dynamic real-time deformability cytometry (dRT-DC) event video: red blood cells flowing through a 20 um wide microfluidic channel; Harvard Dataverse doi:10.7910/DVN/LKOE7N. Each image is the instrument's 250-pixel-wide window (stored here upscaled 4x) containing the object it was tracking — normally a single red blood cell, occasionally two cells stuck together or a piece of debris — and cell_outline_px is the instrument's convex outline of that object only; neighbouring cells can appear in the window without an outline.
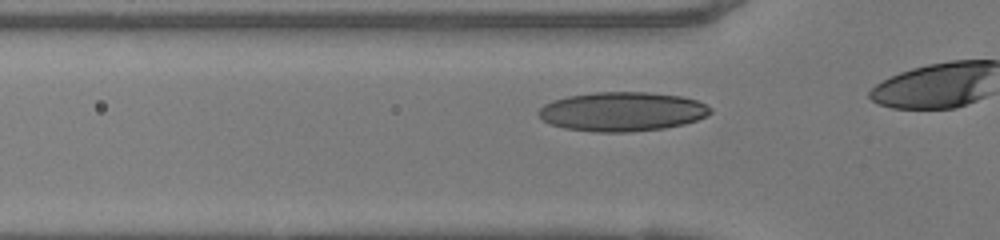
{"species": "human", "species_latin": "Homo sapiens", "temperature_condition": "warm", "stored_images_in_passage": 14, "camera_frame_rate_fps": 3000, "um_per_image_px": 0.085, "donor": {"sex": "female"}, "frame": {"image": 1, "passage_image": 6, "time_ms": 1.667, "image_size_px": [1000, 240], "cell_outline_px": [[712, 112], [708, 116], [684, 124], [664, 128], [632, 132], [596, 132], [564, 128], [548, 124], [536, 112], [544, 104], [552, 100], [568, 96], [592, 92], [648, 92], [680, 96], [696, 100], [712, 108]], "centroid_in_image_um": [52.87, 9.49], "position_along_channel_um": 72.9, "area_um2": 39.48}}
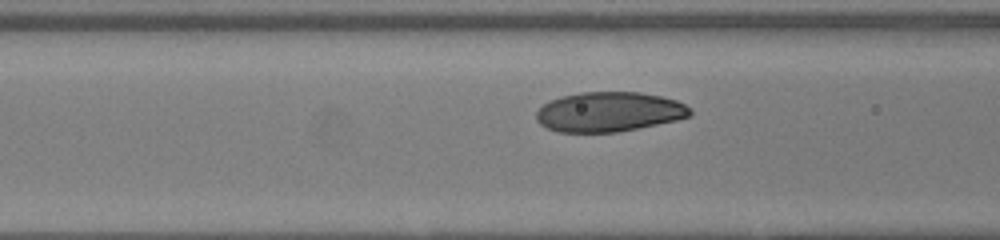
{"frame": {"image": 2, "passage_image": 9, "time_ms": 2.667, "image_size_px": [1000, 240], "cell_outline_px": [[692, 112], [688, 116], [676, 120], [616, 132], [560, 132], [548, 128], [540, 124], [536, 120], [536, 112], [548, 100], [560, 96], [580, 92], [640, 92], [660, 96], [676, 100], [684, 104]], "centroid_in_image_um": [51.72, 9.5], "position_along_channel_um": 114.9, "area_um2": 35.43}}
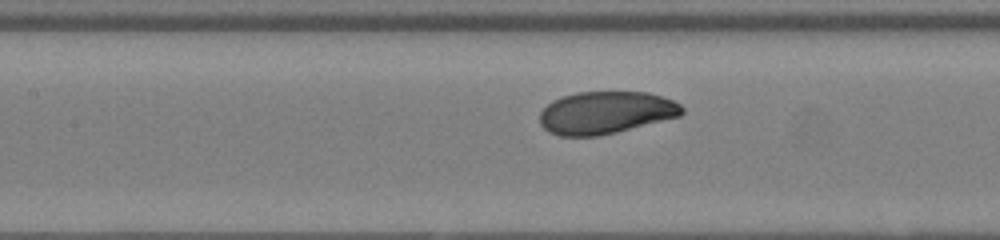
{"frame": {"image": 3, "passage_image": 12, "time_ms": 3.667, "image_size_px": [1000, 240], "cell_outline_px": [[684, 112], [680, 116], [616, 132], [596, 136], [560, 136], [548, 132], [540, 124], [540, 112], [552, 100], [576, 92], [648, 92], [672, 100], [680, 104], [684, 108]], "centroid_in_image_um": [51.47, 9.57], "position_along_channel_um": 155.9, "area_um2": 35.08}}